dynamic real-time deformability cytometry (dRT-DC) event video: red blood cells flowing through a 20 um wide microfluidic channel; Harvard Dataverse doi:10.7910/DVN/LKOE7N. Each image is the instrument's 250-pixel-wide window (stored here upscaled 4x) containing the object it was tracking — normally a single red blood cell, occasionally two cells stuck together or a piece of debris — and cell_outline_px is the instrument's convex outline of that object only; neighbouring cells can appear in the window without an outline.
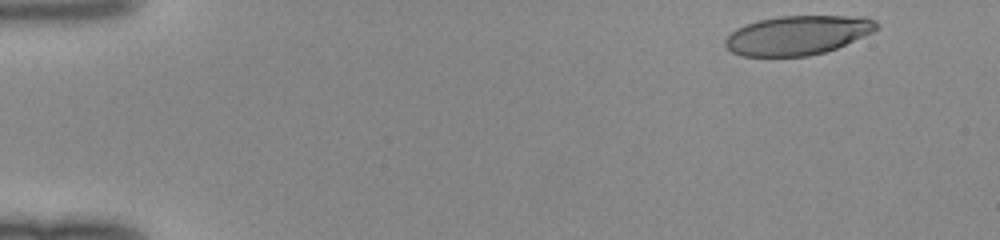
{"species": "human", "species_latin": "Homo sapiens", "temperature_condition": "room temperature", "stored_images_in_passage": 47, "camera_frame_rate_fps": 3000, "um_per_image_px": 0.085, "donor": {"sex": "female"}, "frame": {"image": 1, "passage_image": 2, "time_ms": 0.333, "image_size_px": [1000, 240], "cell_outline_px": [[880, 28], [872, 32], [836, 48], [824, 52], [808, 56], [740, 56], [732, 52], [724, 44], [724, 40], [736, 28], [760, 20], [776, 16], [868, 16], [876, 20], [880, 24]], "centroid_in_image_um": [67.83, 2.98], "position_along_channel_um": 17.2, "area_um2": 34.62}}
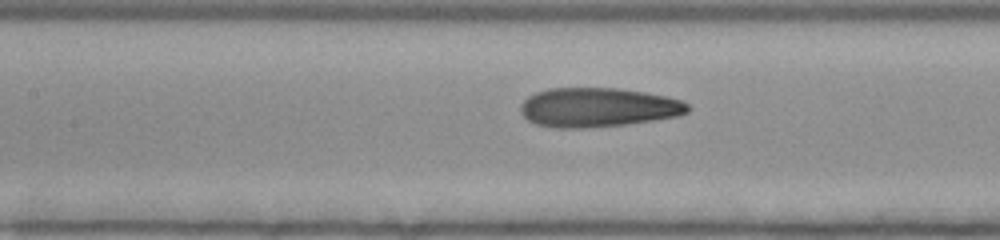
{"frame": {"image": 2, "passage_image": 21, "time_ms": 6.667, "image_size_px": [1000, 240], "cell_outline_px": [[688, 112], [680, 116], [624, 124], [584, 128], [556, 128], [536, 124], [528, 120], [520, 112], [520, 104], [528, 96], [536, 92], [548, 88], [620, 88], [644, 92], [664, 96], [680, 100], [688, 104]], "centroid_in_image_um": [50.79, 9.12], "position_along_channel_um": 156.6, "area_um2": 38.21}}
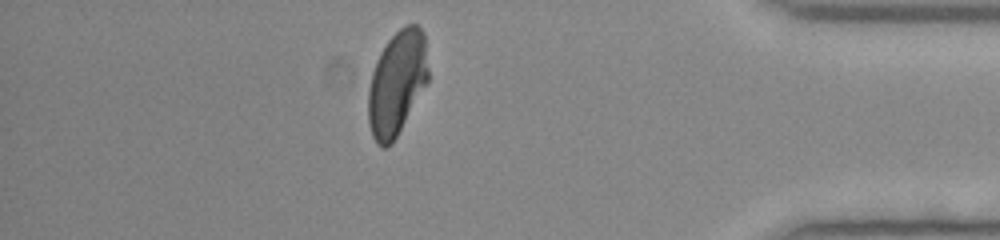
{"frame": {"image": 3, "passage_image": 41, "time_ms": 13.333, "image_size_px": [1000, 240], "cell_outline_px": [[428, 84], [392, 144], [384, 148], [380, 148], [376, 144], [372, 136], [368, 124], [368, 88], [372, 72], [380, 52], [388, 40], [404, 24], [416, 24], [424, 32], [428, 68]], "centroid_in_image_um": [33.74, 7.09], "position_along_channel_um": 401.5, "area_um2": 36.99}}